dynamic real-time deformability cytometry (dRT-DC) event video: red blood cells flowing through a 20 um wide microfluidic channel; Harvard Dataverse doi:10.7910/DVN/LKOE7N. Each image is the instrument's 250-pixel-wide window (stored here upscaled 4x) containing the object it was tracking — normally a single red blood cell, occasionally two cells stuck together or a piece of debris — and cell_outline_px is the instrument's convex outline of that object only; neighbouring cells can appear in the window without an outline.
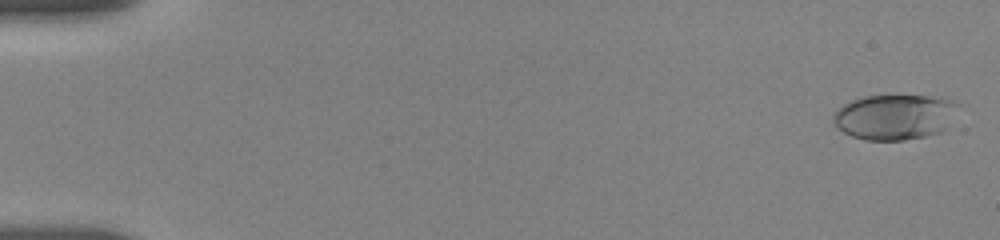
{"species": "human", "species_latin": "Homo sapiens", "temperature_condition": "room temperature", "stored_images_in_passage": 19, "camera_frame_rate_fps": 3000, "um_per_image_px": 0.085, "donor": {"sex": "female"}, "frame": {"image": 1, "passage_image": 2, "time_ms": 0.333, "image_size_px": [1000, 240], "cell_outline_px": [[960, 104], [944, 128], [940, 132], [924, 136], [904, 140], [864, 140], [852, 136], [844, 132], [832, 120], [832, 116], [844, 104], [852, 100], [864, 96], [944, 96], [956, 100]], "centroid_in_image_um": [76.07, 9.92], "position_along_channel_um": 8.9, "area_um2": 32.83}}
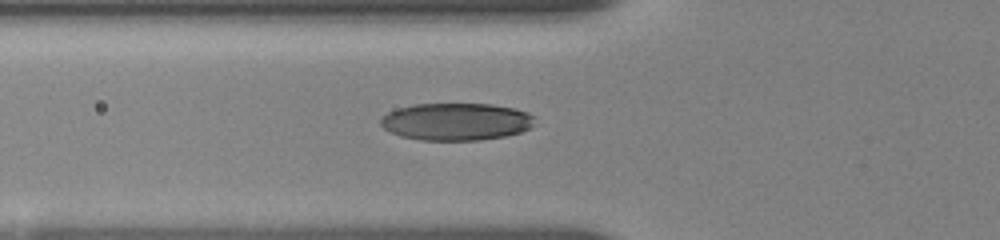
{"frame": {"image": 2, "passage_image": 17, "time_ms": 6.667, "image_size_px": [1000, 240], "cell_outline_px": [[536, 116], [532, 124], [528, 128], [520, 132], [504, 136], [480, 140], [420, 140], [400, 136], [384, 128], [380, 124], [380, 120], [388, 112], [396, 108], [416, 104], [492, 104], [516, 108], [528, 112]], "centroid_in_image_um": [38.78, 10.33], "position_along_channel_um": 87.0, "area_um2": 33.58}}
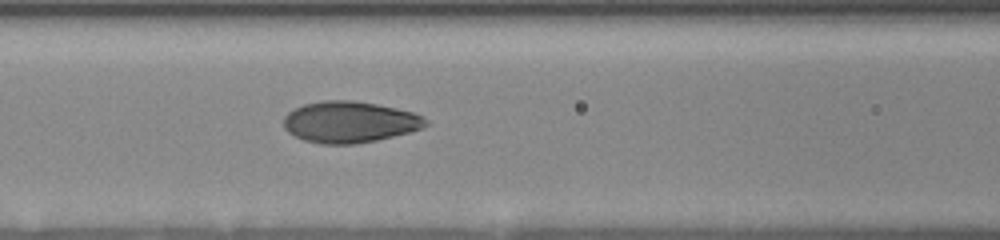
{"frame": {"image": 3, "passage_image": 19, "time_ms": 8.0, "image_size_px": [1000, 240], "cell_outline_px": [[432, 124], [408, 132], [376, 140], [352, 144], [320, 144], [304, 140], [288, 132], [284, 128], [284, 116], [288, 112], [304, 104], [320, 100], [352, 100], [376, 104], [396, 108], [412, 112], [424, 116]], "centroid_in_image_um": [29.72, 10.36], "position_along_channel_um": 136.9, "area_um2": 34.22}}